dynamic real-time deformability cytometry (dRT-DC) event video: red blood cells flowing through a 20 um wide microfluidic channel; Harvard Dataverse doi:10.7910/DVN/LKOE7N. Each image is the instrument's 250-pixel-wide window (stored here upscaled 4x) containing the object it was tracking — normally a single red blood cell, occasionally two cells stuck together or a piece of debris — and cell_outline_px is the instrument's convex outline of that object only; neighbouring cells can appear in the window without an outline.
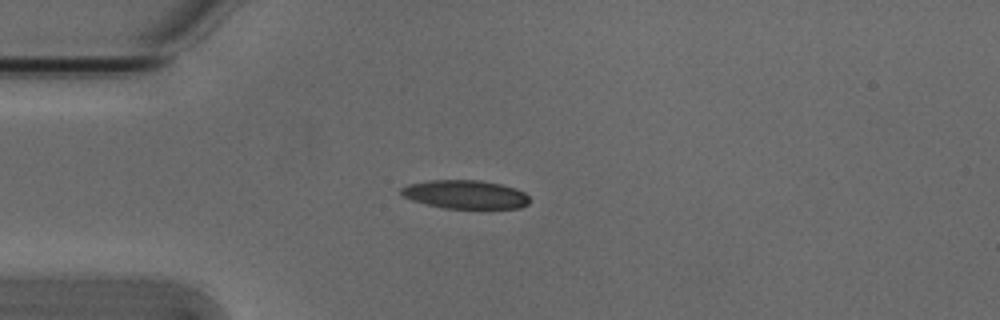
{"species": "Egyptian fruit bat (a non-hibernating species)", "species_latin": "Rousettus aegyptiacus", "temperature_condition": "cold", "stored_images_in_passage": 7, "camera_frame_rate_fps": 3000, "um_per_image_px": 0.085, "animal": {"sex": "male"}, "frame": {"image": 1, "passage_image": 4, "time_ms": 1.0, "image_size_px": [1000, 320], "cell_outline_px": [[528, 204], [520, 208], [484, 212], [444, 208], [412, 200], [404, 196], [400, 192], [400, 188], [408, 184], [428, 180], [480, 180], [500, 184], [516, 188], [524, 192], [528, 196]], "centroid_in_image_um": [39.62, 16.58], "position_along_channel_um": 45.4, "area_um2": 22.37}}
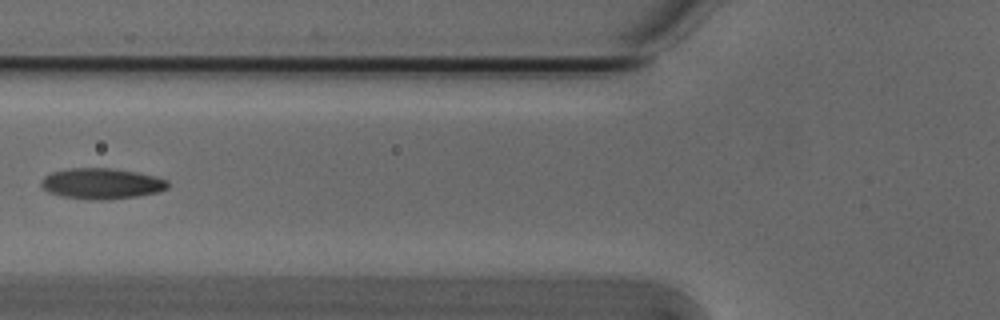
{"frame": {"image": 2, "passage_image": 6, "time_ms": 1.667, "image_size_px": [1000, 320], "cell_outline_px": [[168, 188], [160, 192], [136, 196], [108, 200], [92, 200], [60, 196], [48, 192], [40, 184], [40, 180], [44, 176], [52, 172], [68, 168], [112, 168], [136, 172], [168, 180]], "centroid_in_image_um": [8.61, 15.61], "position_along_channel_um": 117.2, "area_um2": 22.83}}